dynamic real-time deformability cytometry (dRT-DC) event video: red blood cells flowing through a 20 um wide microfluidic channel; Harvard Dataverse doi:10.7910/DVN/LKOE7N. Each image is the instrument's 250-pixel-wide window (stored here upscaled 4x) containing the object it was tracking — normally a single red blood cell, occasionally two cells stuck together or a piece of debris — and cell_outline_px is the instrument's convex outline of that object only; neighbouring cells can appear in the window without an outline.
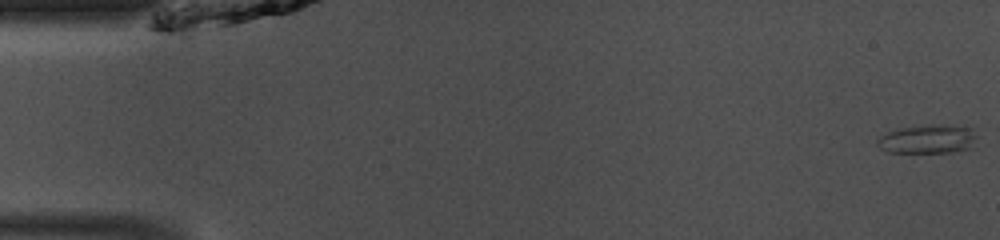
{"species": "common noctule bat (a hibernating species)", "species_latin": "Nyctalus noctula", "temperature_condition": "room temperature", "stored_images_in_passage": 48, "camera_frame_rate_fps": 3000, "um_per_image_px": 0.085, "animal": {"sex": "male", "body_mass_g": 13.0, "forearm_length_mm": 53.1}, "frame": {"image": 1, "passage_image": 1, "time_ms": 0.0, "image_size_px": [1000, 240], "cell_outline_px": [[976, 148], [956, 152], [888, 152], [880, 148], [876, 144], [876, 140], [880, 136], [888, 132], [900, 128], [928, 124], [944, 124], [972, 128], [976, 136]], "centroid_in_image_um": [78.92, 11.82], "position_along_channel_um": 6.1, "area_um2": 17.11}}
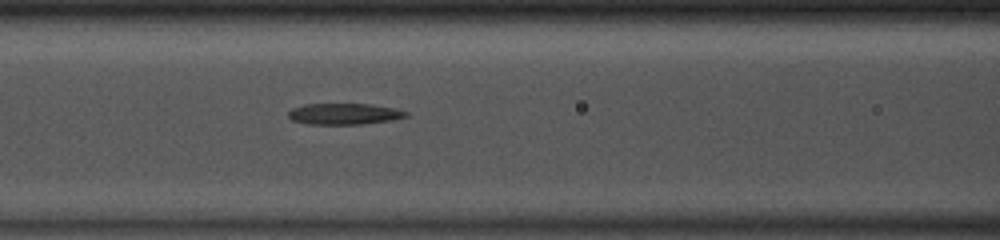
{"frame": {"image": 2, "passage_image": 20, "time_ms": 6.333, "image_size_px": [1000, 240], "cell_outline_px": [[408, 116], [392, 120], [360, 124], [308, 124], [292, 120], [288, 116], [288, 112], [292, 108], [304, 104], [368, 104], [392, 108], [408, 112]], "centroid_in_image_um": [29.22, 9.68], "position_along_channel_um": 137.4, "area_um2": 14.39}}
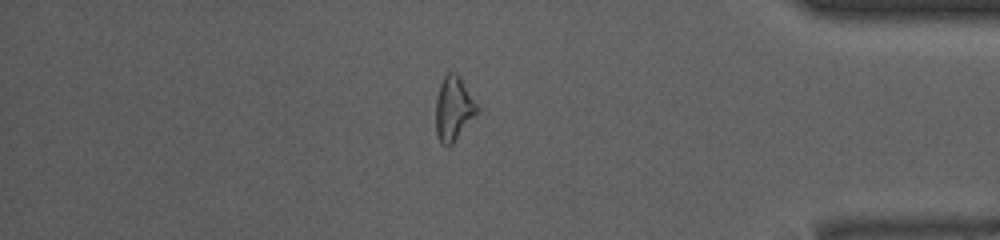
{"frame": {"image": 3, "passage_image": 41, "time_ms": 13.333, "image_size_px": [1000, 240], "cell_outline_px": [[480, 112], [452, 144], [440, 144], [436, 136], [436, 96], [440, 84], [444, 76], [448, 72], [456, 72], [460, 76], [476, 104]], "centroid_in_image_um": [38.55, 9.24], "position_along_channel_um": 396.7, "area_um2": 15.55}}